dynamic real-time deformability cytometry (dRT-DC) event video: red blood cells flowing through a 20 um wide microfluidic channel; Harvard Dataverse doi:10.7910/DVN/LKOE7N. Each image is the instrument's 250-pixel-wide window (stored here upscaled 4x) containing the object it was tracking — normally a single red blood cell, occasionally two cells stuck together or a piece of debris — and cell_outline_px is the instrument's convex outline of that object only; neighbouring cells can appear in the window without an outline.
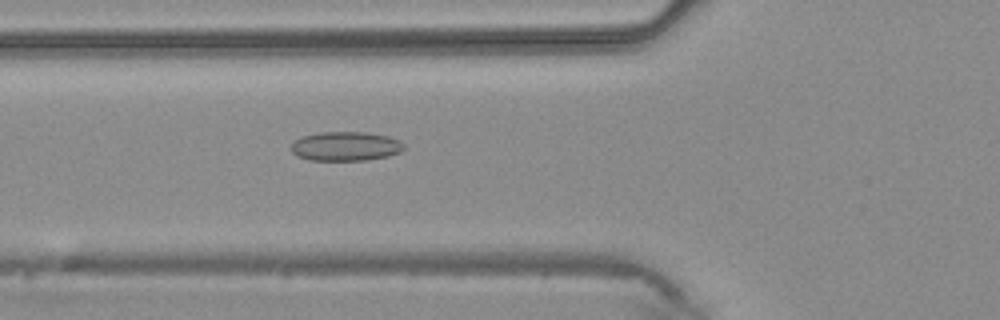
{"species": "common noctule bat (a hibernating species)", "species_latin": "Nyctalus noctula", "temperature_condition": "warm", "stored_images_in_passage": 33, "camera_frame_rate_fps": 3000, "um_per_image_px": 0.085, "animal": {"sex": "male", "body_mass_g": 20.4}, "frame": {"image": 1, "passage_image": 6, "time_ms": 1.667, "image_size_px": [1000, 320], "cell_outline_px": [[404, 148], [400, 152], [388, 156], [364, 160], [308, 160], [296, 156], [292, 152], [292, 144], [300, 136], [320, 132], [364, 132], [388, 136], [400, 140], [404, 144]], "centroid_in_image_um": [29.37, 12.43], "position_along_channel_um": 96.4, "area_um2": 19.25}}
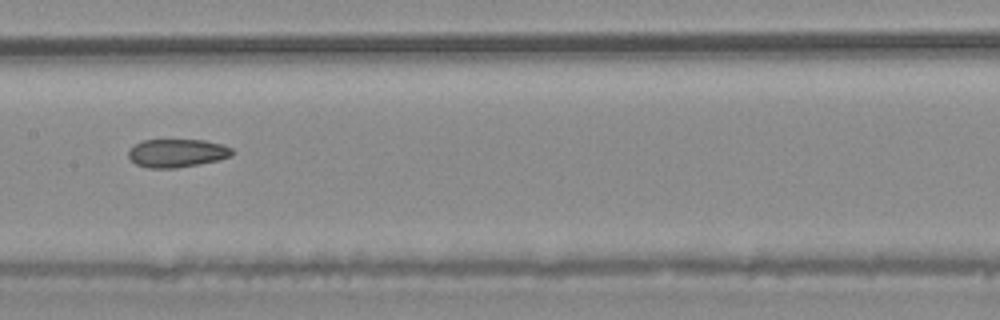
{"frame": {"image": 2, "passage_image": 12, "time_ms": 3.667, "image_size_px": [1000, 320], "cell_outline_px": [[236, 152], [232, 156], [220, 160], [176, 168], [148, 168], [136, 164], [128, 156], [128, 148], [144, 140], [204, 140], [224, 144], [232, 148]], "centroid_in_image_um": [15.09, 13.01], "position_along_channel_um": 192.3, "area_um2": 17.28}}
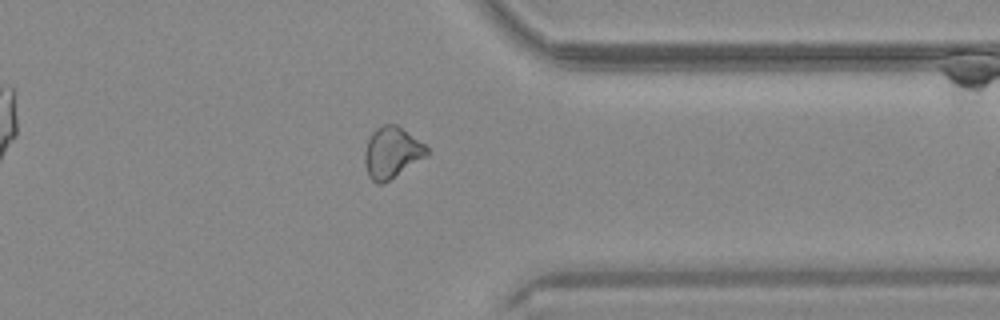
{"frame": {"image": 3, "passage_image": 24, "time_ms": 7.667, "image_size_px": [1000, 320], "cell_outline_px": [[432, 152], [428, 156], [388, 180], [380, 184], [376, 184], [368, 176], [364, 160], [364, 152], [368, 140], [372, 132], [376, 128], [384, 124], [396, 124], [424, 144]], "centroid_in_image_um": [33.31, 12.97], "position_along_channel_um": 378.1, "area_um2": 18.5}}